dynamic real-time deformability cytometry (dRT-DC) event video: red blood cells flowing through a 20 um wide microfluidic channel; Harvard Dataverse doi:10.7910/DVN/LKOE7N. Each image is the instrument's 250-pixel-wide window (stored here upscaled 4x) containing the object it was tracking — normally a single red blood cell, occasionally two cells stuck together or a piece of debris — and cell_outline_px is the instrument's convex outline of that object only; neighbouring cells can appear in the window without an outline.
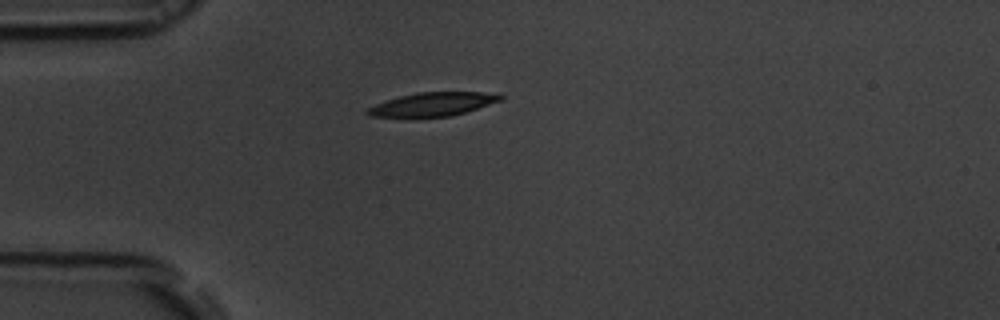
{"species": "common noctule bat (a hibernating species)", "species_latin": "Nyctalus noctula", "temperature_condition": "room temperature", "stored_images_in_passage": 41, "camera_frame_rate_fps": 3000, "um_per_image_px": 0.085, "animal": {"sex": "male", "body_mass_g": 19.5, "forearm_length_mm": 54.6}, "frame": {"image": 1, "passage_image": 1, "time_ms": 0.0, "image_size_px": [1000, 320], "cell_outline_px": [[504, 96], [500, 100], [452, 116], [368, 116], [364, 112], [368, 108], [376, 104], [400, 96], [416, 92], [500, 92]], "centroid_in_image_um": [36.82, 8.83], "position_along_channel_um": 48.2, "area_um2": 17.92}}
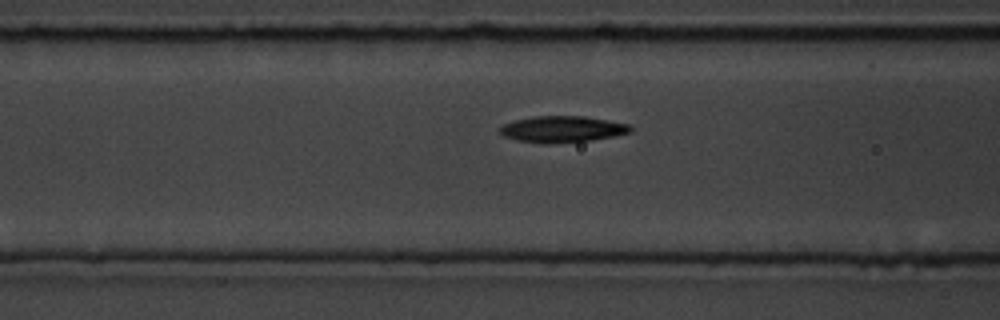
{"frame": {"image": 2, "passage_image": 8, "time_ms": 2.333, "image_size_px": [1000, 320], "cell_outline_px": [[632, 132], [592, 140], [552, 144], [540, 144], [516, 140], [504, 136], [500, 132], [500, 128], [504, 124], [516, 120], [532, 116], [584, 116], [632, 124]], "centroid_in_image_um": [47.82, 10.99], "position_along_channel_um": 118.8, "area_um2": 20.23}}
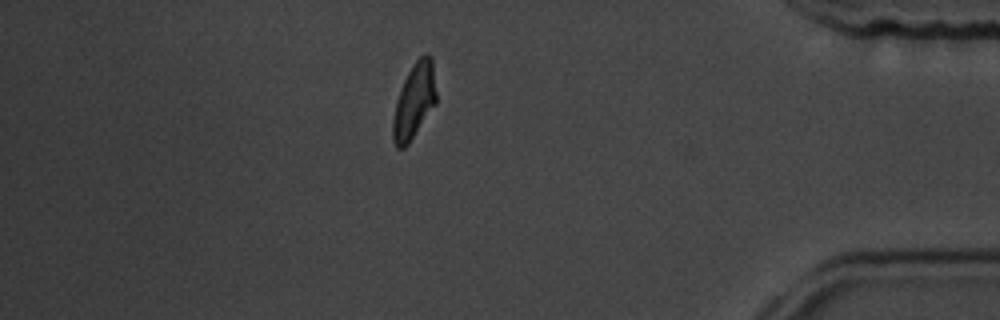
{"frame": {"image": 3, "passage_image": 34, "time_ms": 11.0, "image_size_px": [1000, 320], "cell_outline_px": [[436, 104], [408, 144], [404, 148], [396, 148], [392, 140], [392, 120], [396, 100], [404, 80], [408, 72], [416, 60], [420, 56], [428, 52], [432, 56], [436, 92]], "centroid_in_image_um": [35.2, 8.59], "position_along_channel_um": 400.0, "area_um2": 19.13}, "authors_computed_cell_mechanics": {"area_um2": 19.5942, "velocity_mm_per_s": 3.6823, "shape_relaxation_time_tau1_ms": 3.3087, "shape_relaxation_time_tau2_ms": 3.7548, "deformation_change_tau1": 0.1506, "deformation_change_tau2": 0.0928}}